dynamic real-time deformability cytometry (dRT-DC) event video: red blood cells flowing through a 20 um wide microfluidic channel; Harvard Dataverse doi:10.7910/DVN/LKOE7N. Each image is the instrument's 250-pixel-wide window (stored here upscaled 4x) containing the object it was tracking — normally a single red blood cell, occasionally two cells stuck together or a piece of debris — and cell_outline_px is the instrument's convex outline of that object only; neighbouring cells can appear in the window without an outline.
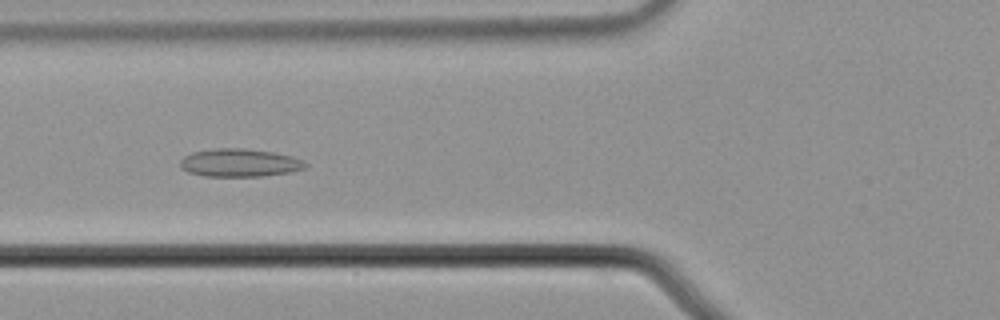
{"species": "common noctule bat (a hibernating species)", "species_latin": "Nyctalus noctula", "temperature_condition": "cold", "stored_images_in_passage": 59, "camera_frame_rate_fps": 3000, "um_per_image_px": 0.085, "animal": {"sex": "male", "body_mass_g": 21.5, "forearm_length_mm": 52.0}, "frame": {"image": 1, "passage_image": 23, "time_ms": 7.333, "image_size_px": [1000, 320], "cell_outline_px": [[308, 164], [304, 168], [288, 172], [264, 176], [204, 176], [188, 172], [180, 168], [180, 160], [184, 156], [192, 152], [216, 148], [244, 148], [272, 152], [292, 156], [304, 160]], "centroid_in_image_um": [20.34, 13.83], "position_along_channel_um": 105.5, "area_um2": 20.46}}
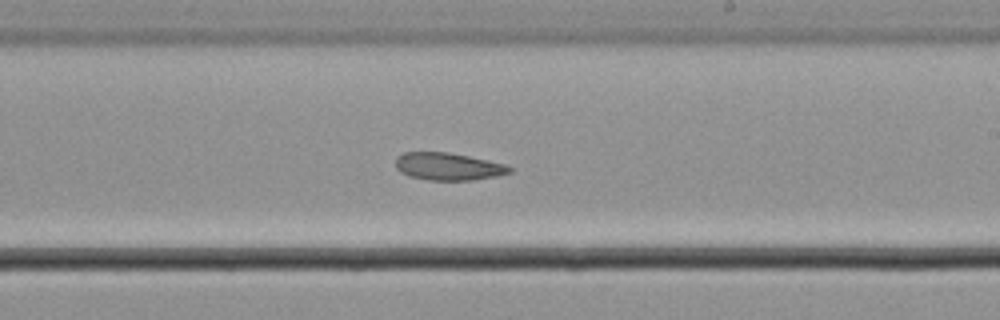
{"frame": {"image": 2, "passage_image": 35, "time_ms": 11.333, "image_size_px": [1000, 320], "cell_outline_px": [[512, 172], [496, 176], [472, 180], [428, 180], [408, 176], [400, 172], [396, 168], [396, 156], [404, 152], [448, 152], [488, 160], [504, 164], [512, 168]], "centroid_in_image_um": [38.07, 14.15], "position_along_channel_um": 250.9, "area_um2": 18.26}}
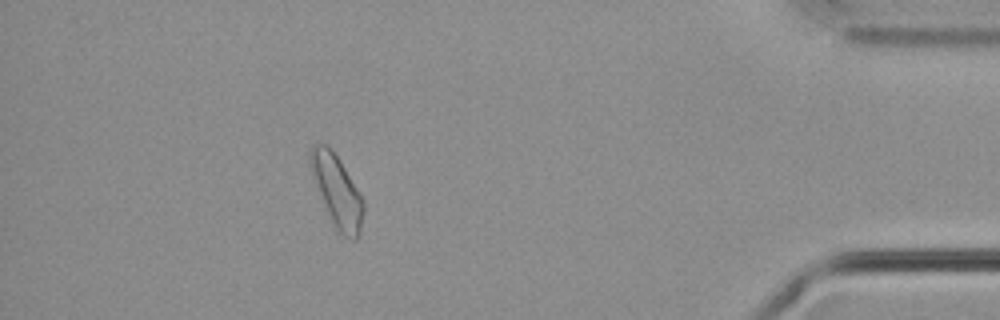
{"frame": {"image": 3, "passage_image": 52, "time_ms": 17.0, "image_size_px": [1000, 320], "cell_outline_px": [[364, 208], [360, 232], [356, 240], [352, 240], [336, 232], [332, 228], [324, 208], [312, 176], [308, 164], [308, 152], [316, 144], [324, 144], [336, 156], [344, 168], [364, 200]], "centroid_in_image_um": [28.61, 16.32], "position_along_channel_um": 406.6, "area_um2": 22.37}}